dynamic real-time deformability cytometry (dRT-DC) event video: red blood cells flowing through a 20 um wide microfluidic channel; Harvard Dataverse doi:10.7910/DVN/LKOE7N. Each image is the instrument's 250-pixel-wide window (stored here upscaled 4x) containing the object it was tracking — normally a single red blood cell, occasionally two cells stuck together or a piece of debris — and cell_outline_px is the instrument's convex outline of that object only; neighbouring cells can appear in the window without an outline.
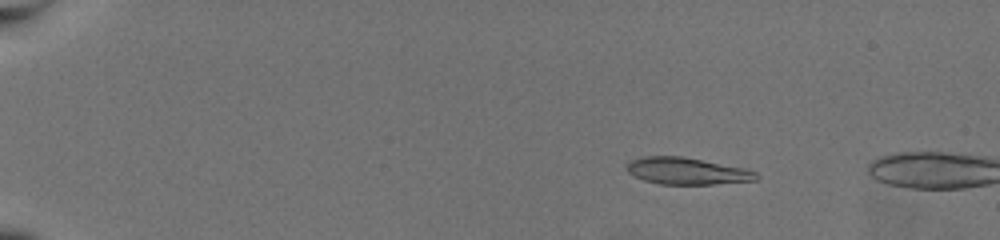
{"species": "common noctule bat (a hibernating species)", "species_latin": "Nyctalus noctula", "temperature_condition": "warm", "stored_images_in_passage": 13, "camera_frame_rate_fps": 3000, "um_per_image_px": 0.085, "animal": {"sex": "female", "body_mass_g": 19.5, "forearm_length_mm": 54.1}, "frame": {"image": 1, "passage_image": 11, "time_ms": 3.333, "image_size_px": [1000, 240], "cell_outline_px": [[760, 176], [756, 180], [712, 184], [660, 184], [644, 180], [628, 172], [624, 168], [628, 160], [644, 156], [680, 156], [744, 168], [756, 172]], "centroid_in_image_um": [58.34, 14.53], "position_along_channel_um": 26.7, "area_um2": 20.17}}